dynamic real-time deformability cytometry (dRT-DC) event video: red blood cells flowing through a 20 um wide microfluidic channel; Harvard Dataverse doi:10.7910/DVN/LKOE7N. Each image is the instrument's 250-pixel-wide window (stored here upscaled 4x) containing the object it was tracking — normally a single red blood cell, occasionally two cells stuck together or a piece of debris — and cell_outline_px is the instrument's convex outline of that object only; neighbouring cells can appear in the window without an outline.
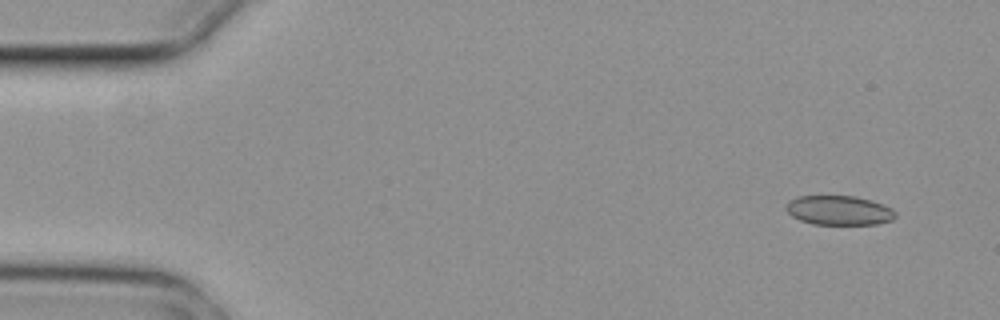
{"species": "common noctule bat (a hibernating species)", "species_latin": "Nyctalus noctula", "temperature_condition": "cold", "stored_images_in_passage": 6, "camera_frame_rate_fps": 3000, "um_per_image_px": 0.085, "animal": {"sex": "female", "body_mass_g": 29.2, "forearm_length_mm": 56.3}, "frame": {"image": 1, "passage_image": 1, "time_ms": 0.0, "image_size_px": [1000, 320], "cell_outline_px": [[896, 216], [892, 220], [876, 224], [812, 224], [800, 220], [792, 216], [788, 212], [788, 204], [796, 196], [856, 196], [872, 200], [892, 208], [896, 212]], "centroid_in_image_um": [71.37, 17.88], "position_along_channel_um": 13.6, "area_um2": 18.61}}
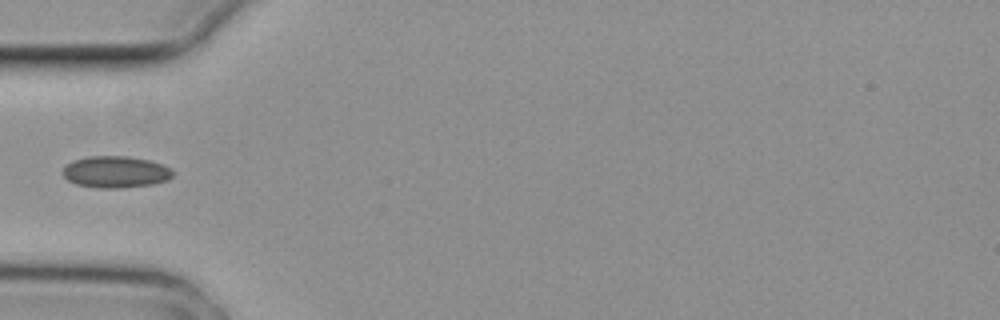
{"frame": {"image": 2, "passage_image": 5, "time_ms": 1.333, "image_size_px": [1000, 320], "cell_outline_px": [[172, 176], [168, 180], [152, 184], [120, 188], [96, 188], [76, 184], [68, 180], [64, 176], [64, 168], [72, 160], [88, 156], [128, 156], [148, 160], [160, 164], [168, 168], [172, 172]], "centroid_in_image_um": [9.8, 14.62], "position_along_channel_um": 75.2, "area_um2": 20.11}}
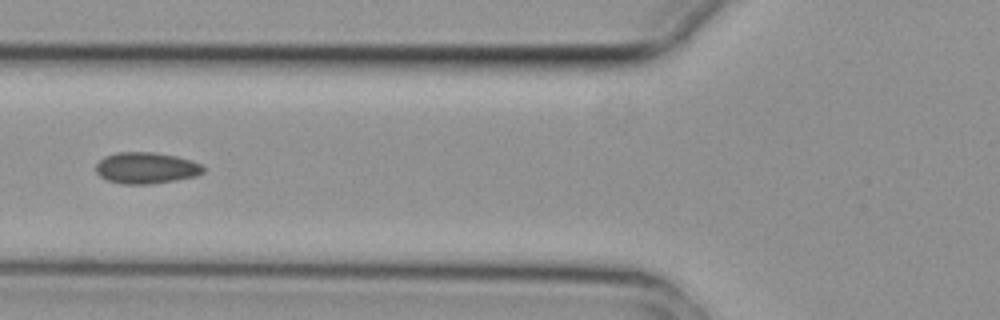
{"frame": {"image": 3, "passage_image": 6, "time_ms": 1.667, "image_size_px": [1000, 320], "cell_outline_px": [[204, 172], [196, 176], [176, 180], [152, 184], [124, 184], [108, 180], [100, 176], [96, 172], [96, 164], [104, 156], [116, 152], [152, 152], [176, 156], [192, 160], [200, 164], [204, 168]], "centroid_in_image_um": [12.42, 14.27], "position_along_channel_um": 113.4, "area_um2": 19.65}}